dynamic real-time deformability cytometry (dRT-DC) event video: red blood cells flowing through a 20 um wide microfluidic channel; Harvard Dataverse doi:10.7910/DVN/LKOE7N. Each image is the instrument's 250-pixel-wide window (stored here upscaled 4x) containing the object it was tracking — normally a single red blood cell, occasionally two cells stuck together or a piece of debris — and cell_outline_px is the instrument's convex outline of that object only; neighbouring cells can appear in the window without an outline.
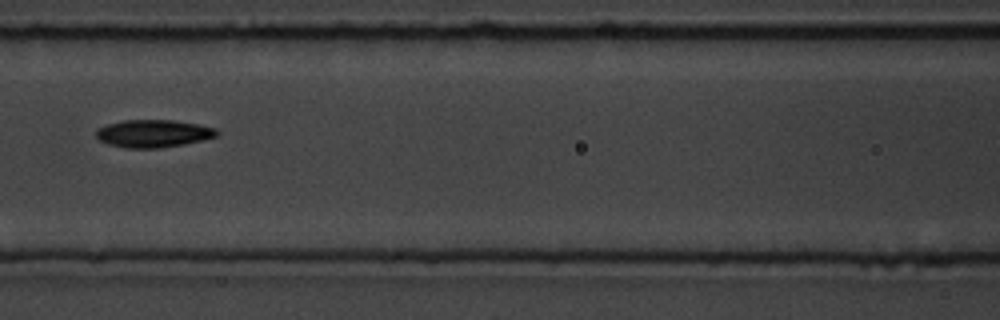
{"species": "common noctule bat (a hibernating species)", "species_latin": "Nyctalus noctula", "temperature_condition": "room temperature", "stored_images_in_passage": 5, "camera_frame_rate_fps": 3000, "um_per_image_px": 0.085, "animal": {"sex": "male", "body_mass_g": 19.5, "forearm_length_mm": 54.6}, "frame": {"image": 1, "passage_image": 5, "time_ms": 1.333, "image_size_px": [1000, 320], "cell_outline_px": [[220, 136], [184, 144], [160, 148], [124, 148], [108, 144], [100, 140], [96, 136], [96, 128], [108, 124], [124, 120], [172, 120], [200, 124], [216, 128], [220, 132]], "centroid_in_image_um": [13.07, 11.35], "position_along_channel_um": 153.5, "area_um2": 19.65}}